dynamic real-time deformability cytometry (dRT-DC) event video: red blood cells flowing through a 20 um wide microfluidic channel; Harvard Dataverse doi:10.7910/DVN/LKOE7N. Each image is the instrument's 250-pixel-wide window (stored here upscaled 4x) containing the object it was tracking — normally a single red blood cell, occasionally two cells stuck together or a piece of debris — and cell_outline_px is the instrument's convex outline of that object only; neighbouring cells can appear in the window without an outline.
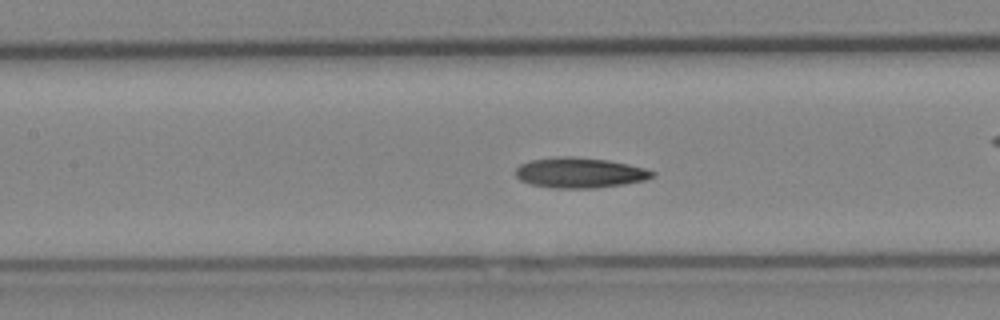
{"species": "Egyptian fruit bat (a non-hibernating species)", "species_latin": "Rousettus aegyptiacus", "temperature_condition": "cold", "stored_images_in_passage": 50, "camera_frame_rate_fps": 3000, "um_per_image_px": 0.085, "animal": {"sex": "female"}, "frame": {"image": 1, "passage_image": 22, "time_ms": 7.0, "image_size_px": [1000, 320], "cell_outline_px": [[656, 176], [644, 180], [624, 184], [596, 188], [556, 188], [532, 184], [520, 180], [516, 176], [516, 168], [520, 164], [528, 160], [560, 156], [572, 156], [608, 160], [628, 164], [644, 168], [656, 172]], "centroid_in_image_um": [49.28, 14.67], "position_along_channel_um": 158.1, "area_um2": 24.22}}
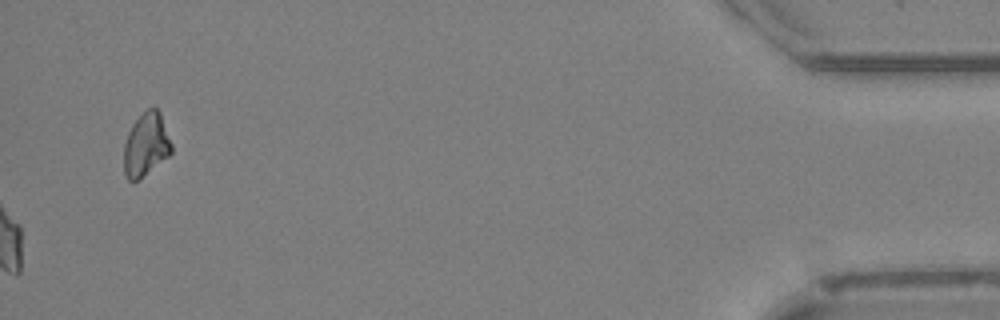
{"frame": {"image": 2, "passage_image": 50, "time_ms": 16.333, "image_size_px": [1000, 320], "cell_outline_px": [[172, 152], [168, 156], [140, 180], [128, 180], [124, 172], [124, 144], [128, 132], [132, 124], [152, 104], [160, 112], [172, 144]], "centroid_in_image_um": [12.41, 12.29], "position_along_channel_um": 422.8, "area_um2": 17.63}}